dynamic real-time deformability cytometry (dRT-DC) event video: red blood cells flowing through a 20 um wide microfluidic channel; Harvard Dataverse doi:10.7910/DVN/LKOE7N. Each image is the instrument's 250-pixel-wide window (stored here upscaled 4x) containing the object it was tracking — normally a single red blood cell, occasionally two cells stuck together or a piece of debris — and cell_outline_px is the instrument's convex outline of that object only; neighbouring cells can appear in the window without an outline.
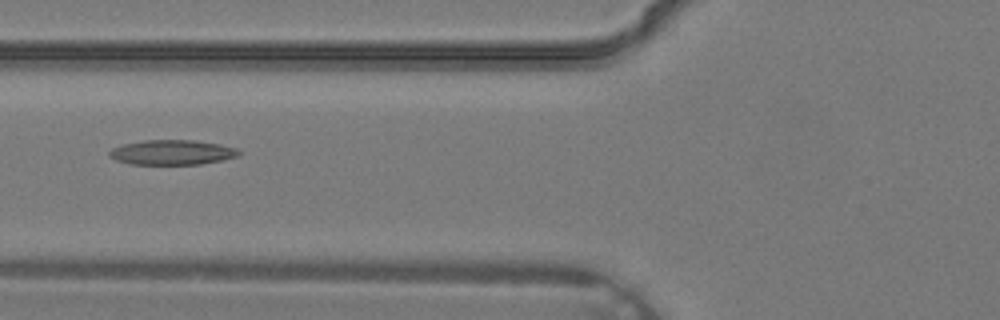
{"species": "common noctule bat (a hibernating species)", "species_latin": "Nyctalus noctula", "temperature_condition": "warm", "stored_images_in_passage": 4, "camera_frame_rate_fps": 3000, "um_per_image_px": 0.085, "animal": {"sex": "male", "body_mass_g": 19.2, "forearm_length_mm": 51.8}, "frame": {"image": 1, "passage_image": 4, "time_ms": 1.0, "image_size_px": [1000, 320], "cell_outline_px": [[240, 156], [224, 160], [200, 164], [128, 164], [116, 160], [108, 156], [108, 152], [112, 148], [120, 144], [144, 140], [192, 140], [220, 144], [236, 148], [240, 152]], "centroid_in_image_um": [14.61, 12.95], "position_along_channel_um": 111.2, "area_um2": 18.96}}